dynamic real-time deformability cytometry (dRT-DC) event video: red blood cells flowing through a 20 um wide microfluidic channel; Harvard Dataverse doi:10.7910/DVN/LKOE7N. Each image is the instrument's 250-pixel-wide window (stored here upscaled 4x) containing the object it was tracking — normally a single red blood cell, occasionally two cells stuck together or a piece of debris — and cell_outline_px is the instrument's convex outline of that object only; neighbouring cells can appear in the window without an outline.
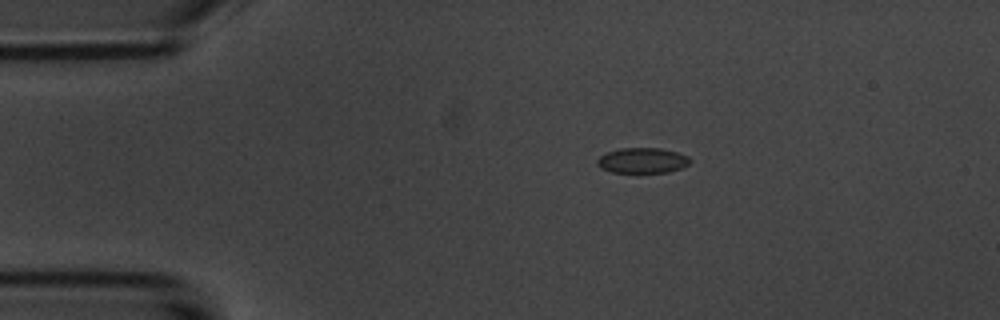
{"species": "common noctule bat (a hibernating species)", "species_latin": "Nyctalus noctula", "temperature_condition": "room temperature", "stored_images_in_passage": 13, "camera_frame_rate_fps": 3000, "um_per_image_px": 0.085, "animal": {"sex": "male", "body_mass_g": 20.1, "forearm_length_mm": 53.5}, "frame": {"image": 1, "passage_image": 1, "time_ms": 0.0, "image_size_px": [1000, 320], "cell_outline_px": [[692, 160], [688, 164], [680, 168], [668, 172], [612, 172], [600, 168], [596, 164], [596, 160], [600, 156], [608, 152], [620, 148], [660, 148], [676, 152], [688, 156]], "centroid_in_image_um": [54.59, 13.64], "position_along_channel_um": 30.4, "area_um2": 13.64}}
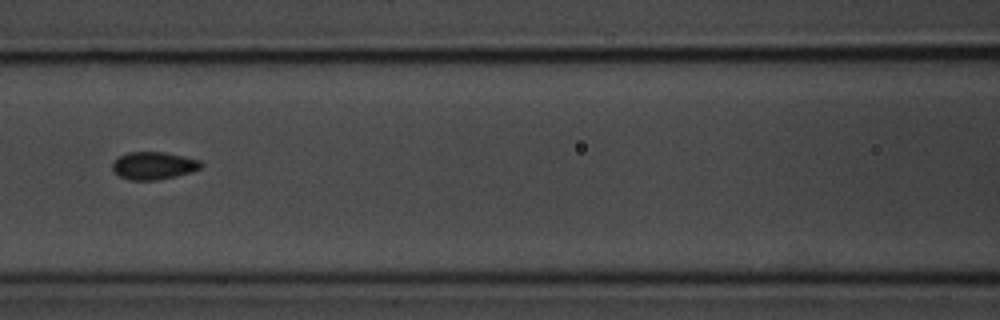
{"frame": {"image": 2, "passage_image": 5, "time_ms": 4.667, "image_size_px": [1000, 320], "cell_outline_px": [[204, 164], [200, 168], [192, 172], [176, 176], [156, 180], [128, 180], [120, 176], [112, 168], [112, 164], [120, 156], [128, 152], [164, 152], [184, 156], [200, 160]], "centroid_in_image_um": [13.09, 14.08], "position_along_channel_um": 153.5, "area_um2": 14.22}}
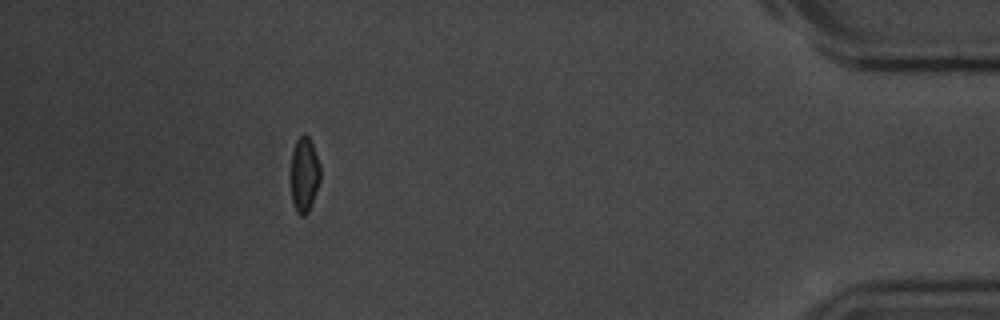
{"frame": {"image": 3, "passage_image": 12, "time_ms": 13.333, "image_size_px": [1000, 320], "cell_outline_px": [[320, 180], [312, 204], [308, 212], [304, 216], [300, 216], [296, 212], [292, 204], [292, 152], [296, 140], [304, 132], [308, 136], [312, 144], [320, 164]], "centroid_in_image_um": [25.88, 14.86], "position_along_channel_um": 409.3, "area_um2": 12.83}, "authors_computed_cell_mechanics": {"area_um2": 13.9298, "velocity_mm_per_s": 3.6107, "shape_relaxation_time_tau1_ms": 1.4604, "shape_relaxation_time_tau2_ms": 4.0837, "deformation_change_tau1": 0.0654, "deformation_change_tau2": 0.0486}}